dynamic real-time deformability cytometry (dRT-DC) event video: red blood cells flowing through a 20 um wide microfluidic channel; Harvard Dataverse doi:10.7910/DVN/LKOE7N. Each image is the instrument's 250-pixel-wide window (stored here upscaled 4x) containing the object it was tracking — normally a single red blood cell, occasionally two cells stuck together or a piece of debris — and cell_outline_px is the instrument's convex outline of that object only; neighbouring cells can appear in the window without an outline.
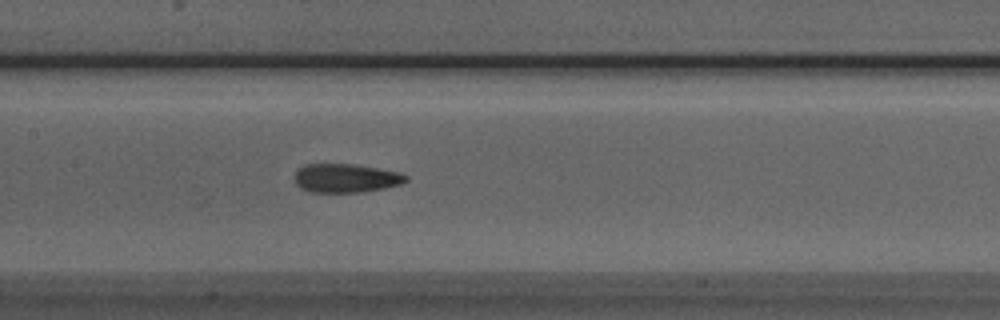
{"species": "Egyptian fruit bat (a non-hibernating species)", "species_latin": "Rousettus aegyptiacus", "temperature_condition": "room temperature", "stored_images_in_passage": 45, "camera_frame_rate_fps": 3000, "um_per_image_px": 0.085, "animal": {"sex": "male"}, "frame": {"image": 1, "passage_image": 18, "time_ms": 5.667, "image_size_px": [1000, 320], "cell_outline_px": [[408, 180], [400, 184], [384, 188], [364, 192], [308, 192], [300, 188], [296, 184], [296, 172], [304, 164], [352, 164], [400, 172], [408, 176]], "centroid_in_image_um": [29.4, 15.15], "position_along_channel_um": 178.0, "area_um2": 18.61}}
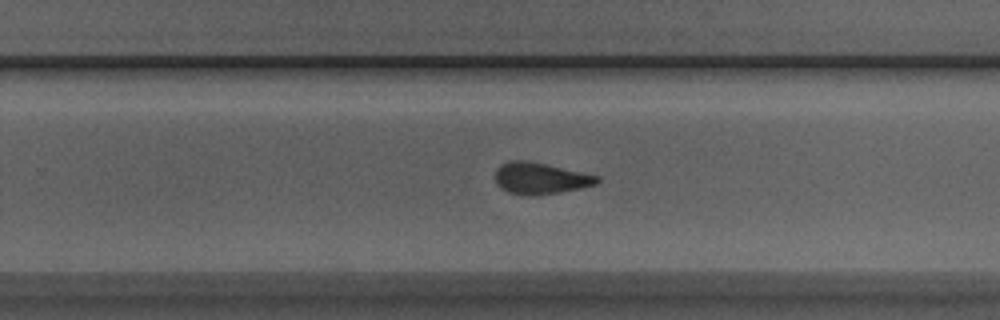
{"frame": {"image": 2, "passage_image": 26, "time_ms": 8.333, "image_size_px": [1000, 320], "cell_outline_px": [[600, 180], [596, 184], [580, 188], [560, 192], [508, 192], [500, 188], [496, 184], [496, 168], [500, 164], [508, 160], [528, 160], [600, 176]], "centroid_in_image_um": [45.93, 15.09], "position_along_channel_um": 283.9, "area_um2": 18.03}}
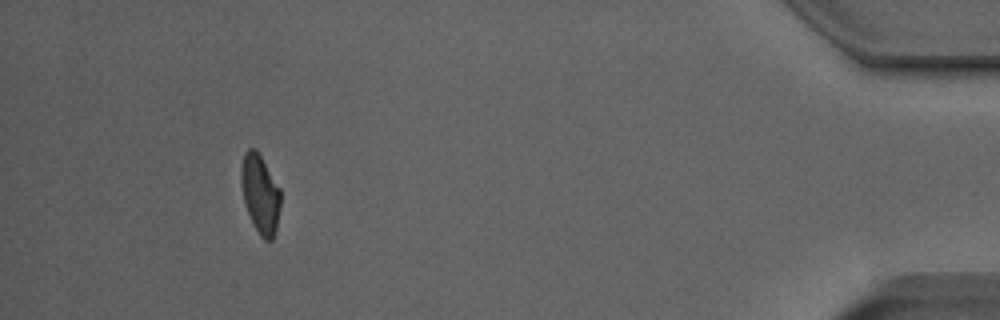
{"frame": {"image": 3, "passage_image": 41, "time_ms": 13.333, "image_size_px": [1000, 320], "cell_outline_px": [[280, 208], [276, 228], [272, 240], [264, 240], [260, 236], [248, 212], [244, 200], [240, 184], [240, 168], [244, 152], [248, 148], [256, 148], [280, 188]], "centroid_in_image_um": [22.1, 16.44], "position_along_channel_um": 413.1, "area_um2": 18.09}, "authors_computed_cell_mechanics": {"area_um2": 18.8428, "velocity_mm_per_s": 3.9826, "shape_relaxation_time_tau1_ms": 9.1143, "shape_relaxation_time_tau2_ms": 1.7548, "deformation_change_tau1": 0.2443, "deformation_change_tau2": 0.1021}}